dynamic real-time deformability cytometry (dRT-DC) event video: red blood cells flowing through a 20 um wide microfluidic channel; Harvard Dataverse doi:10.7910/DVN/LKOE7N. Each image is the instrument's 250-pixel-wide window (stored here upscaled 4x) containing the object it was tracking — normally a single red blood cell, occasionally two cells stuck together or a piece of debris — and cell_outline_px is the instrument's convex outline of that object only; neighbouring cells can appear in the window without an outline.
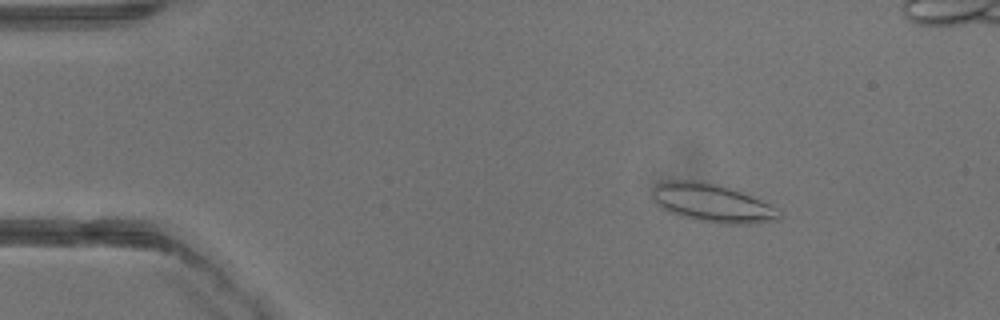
{"species": "common noctule bat (a hibernating species)", "species_latin": "Nyctalus noctula", "temperature_condition": "warm", "stored_images_in_passage": 41, "camera_frame_rate_fps": 3000, "um_per_image_px": 0.085, "animal": {"sex": "male", "body_mass_g": 13.3}, "frame": {"image": 1, "passage_image": 6, "time_ms": 1.667, "image_size_px": [1000, 320], "cell_outline_px": [[784, 216], [780, 220], [748, 224], [716, 224], [696, 220], [680, 216], [668, 212], [656, 204], [652, 196], [652, 188], [656, 184], [668, 180], [696, 180], [728, 188], [752, 196], [780, 208]], "centroid_in_image_um": [60.58, 17.28], "position_along_channel_um": 24.4, "area_um2": 28.67}}
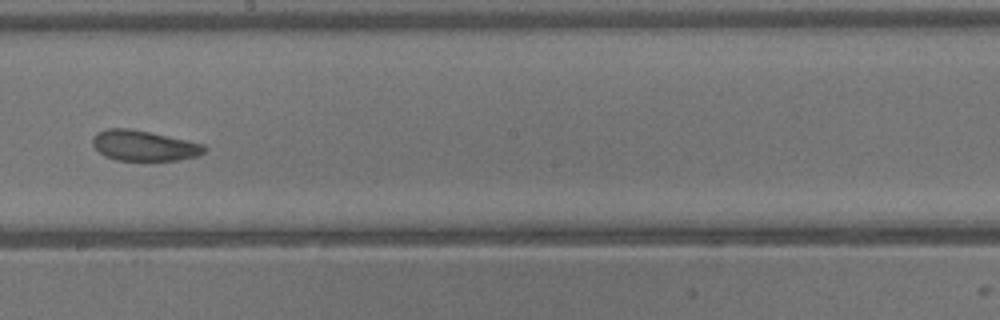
{"frame": {"image": 2, "passage_image": 23, "time_ms": 7.333, "image_size_px": [1000, 320], "cell_outline_px": [[208, 148], [200, 156], [176, 160], [116, 160], [104, 156], [92, 144], [92, 136], [96, 132], [108, 128], [128, 128], [168, 136], [204, 144]], "centroid_in_image_um": [12.23, 12.38], "position_along_channel_um": 236.0, "area_um2": 19.83}}
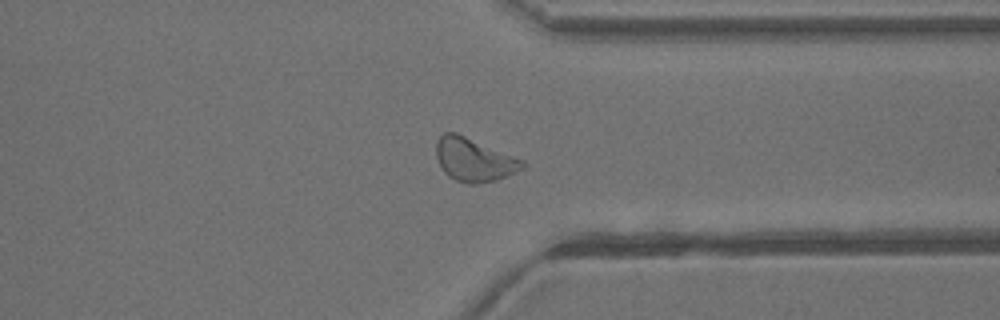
{"frame": {"image": 3, "passage_image": 31, "time_ms": 10.0, "image_size_px": [1000, 320], "cell_outline_px": [[524, 168], [496, 180], [476, 184], [468, 184], [456, 180], [448, 176], [444, 172], [436, 156], [436, 140], [444, 132], [456, 132], [524, 160]], "centroid_in_image_um": [40.27, 13.57], "position_along_channel_um": 371.1, "area_um2": 21.68}}